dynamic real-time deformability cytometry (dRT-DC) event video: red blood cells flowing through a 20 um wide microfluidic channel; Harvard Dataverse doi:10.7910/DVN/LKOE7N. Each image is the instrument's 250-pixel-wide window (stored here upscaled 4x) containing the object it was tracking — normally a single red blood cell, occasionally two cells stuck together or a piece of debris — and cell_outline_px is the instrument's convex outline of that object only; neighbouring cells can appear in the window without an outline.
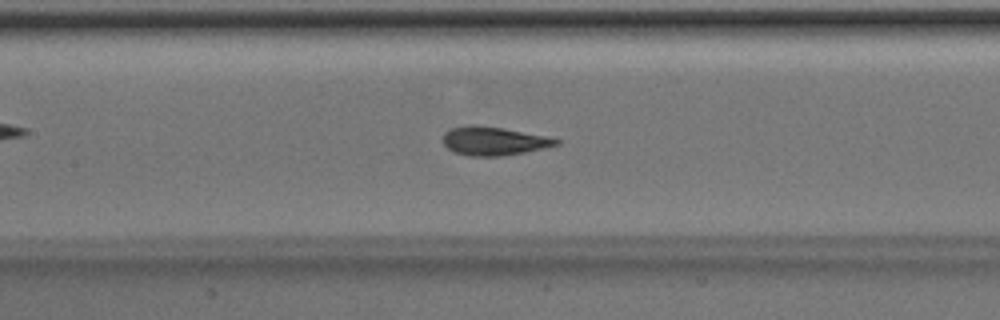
{"species": "Egyptian fruit bat (a non-hibernating species)", "species_latin": "Rousettus aegyptiacus", "temperature_condition": "room temperature", "stored_images_in_passage": 50, "camera_frame_rate_fps": 3000, "um_per_image_px": 0.085, "animal": {"sex": "male"}, "frame": {"image": 1, "passage_image": 23, "time_ms": 7.333, "image_size_px": [1000, 320], "cell_outline_px": [[560, 144], [544, 148], [524, 152], [500, 156], [468, 156], [452, 152], [444, 144], [444, 132], [452, 128], [468, 124], [472, 124], [504, 128], [544, 136], [560, 140]], "centroid_in_image_um": [41.93, 11.98], "position_along_channel_um": 165.5, "area_um2": 18.79}}
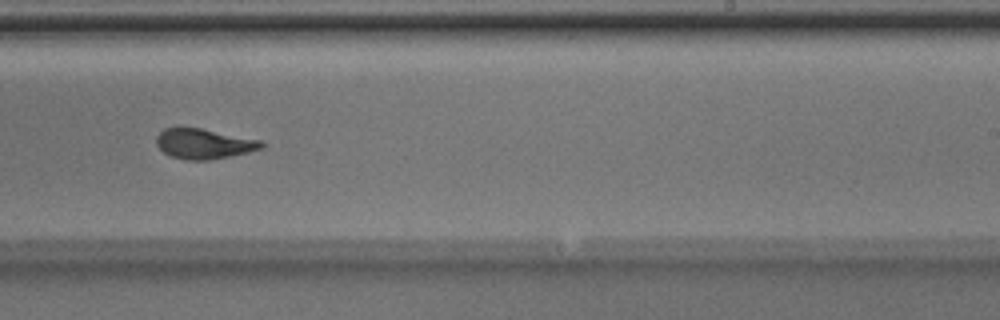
{"frame": {"image": 2, "passage_image": 31, "time_ms": 10.0, "image_size_px": [1000, 320], "cell_outline_px": [[264, 148], [248, 152], [208, 160], [184, 160], [172, 156], [164, 152], [156, 144], [156, 136], [164, 128], [200, 128], [264, 140]], "centroid_in_image_um": [17.36, 12.21], "position_along_channel_um": 271.6, "area_um2": 18.44}}
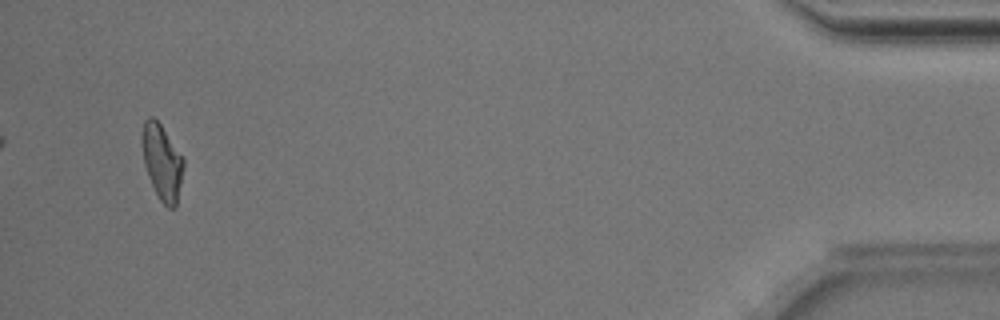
{"frame": {"image": 3, "passage_image": 48, "time_ms": 15.667, "image_size_px": [1000, 320], "cell_outline_px": [[184, 168], [176, 208], [168, 208], [160, 200], [148, 176], [144, 164], [144, 120], [148, 116], [152, 116], [160, 124], [184, 160]], "centroid_in_image_um": [13.81, 13.84], "position_along_channel_um": 421.4, "area_um2": 17.57}, "authors_computed_cell_mechanics": {"area_um2": 18.6405, "velocity_mm_per_s": 4.0177, "shape_relaxation_time_tau1_ms": 2.2357, "shape_relaxation_time_tau2_ms": 1.2377, "deformation_change_tau1": 0.1452, "deformation_change_tau2": 0.066}}